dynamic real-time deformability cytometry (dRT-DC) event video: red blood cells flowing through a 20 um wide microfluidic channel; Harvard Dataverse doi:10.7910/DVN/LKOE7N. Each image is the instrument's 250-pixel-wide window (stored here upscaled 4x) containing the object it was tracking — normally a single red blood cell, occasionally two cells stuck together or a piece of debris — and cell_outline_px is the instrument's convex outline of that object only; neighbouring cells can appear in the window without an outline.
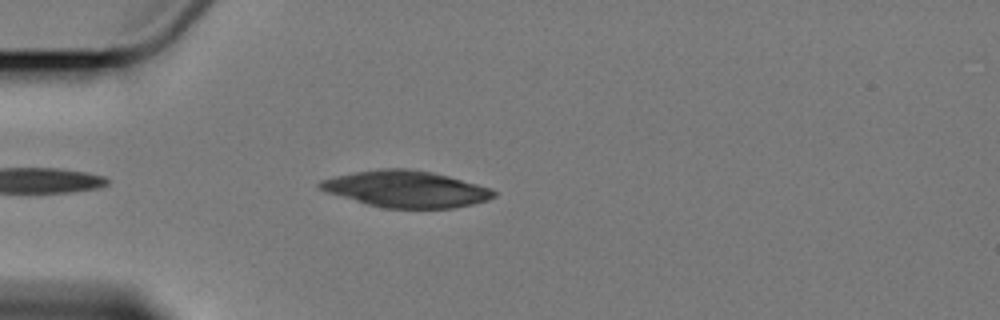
{"species": "Egyptian fruit bat (a non-hibernating species)", "species_latin": "Rousettus aegyptiacus", "temperature_condition": "cold", "stored_images_in_passage": 2, "camera_frame_rate_fps": 3000, "um_per_image_px": 0.085, "animal": {"sex": "female"}, "frame": {"image": 1, "passage_image": 2, "time_ms": 1.0, "image_size_px": [1000, 320], "cell_outline_px": [[496, 196], [488, 200], [472, 204], [452, 208], [384, 208], [368, 204], [328, 192], [320, 188], [316, 184], [320, 180], [332, 176], [380, 168], [404, 168], [432, 172], [448, 176], [476, 184], [488, 188], [496, 192]], "centroid_in_image_um": [34.5, 16.06], "position_along_channel_um": 50.5, "area_um2": 36.65}}